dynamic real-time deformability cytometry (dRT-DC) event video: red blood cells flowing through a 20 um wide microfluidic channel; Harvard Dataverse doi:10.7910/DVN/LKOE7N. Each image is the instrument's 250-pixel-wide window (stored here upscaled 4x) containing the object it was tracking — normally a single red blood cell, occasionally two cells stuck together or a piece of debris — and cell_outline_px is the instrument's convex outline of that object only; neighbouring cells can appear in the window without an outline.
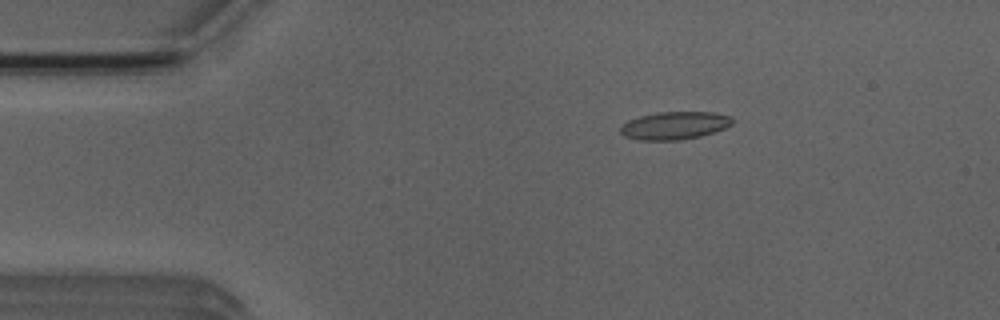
{"species": "Egyptian fruit bat (a non-hibernating species)", "species_latin": "Rousettus aegyptiacus", "temperature_condition": "room temperature", "stored_images_in_passage": 34, "camera_frame_rate_fps": 3000, "um_per_image_px": 0.085, "animal": {"sex": "male"}, "frame": {"image": 1, "passage_image": 1, "time_ms": 0.0, "image_size_px": [1000, 320], "cell_outline_px": [[732, 124], [724, 128], [700, 136], [680, 140], [636, 140], [624, 136], [620, 132], [620, 128], [628, 120], [640, 116], [656, 112], [712, 112], [732, 116]], "centroid_in_image_um": [57.32, 10.67], "position_along_channel_um": 27.7, "area_um2": 18.09}}
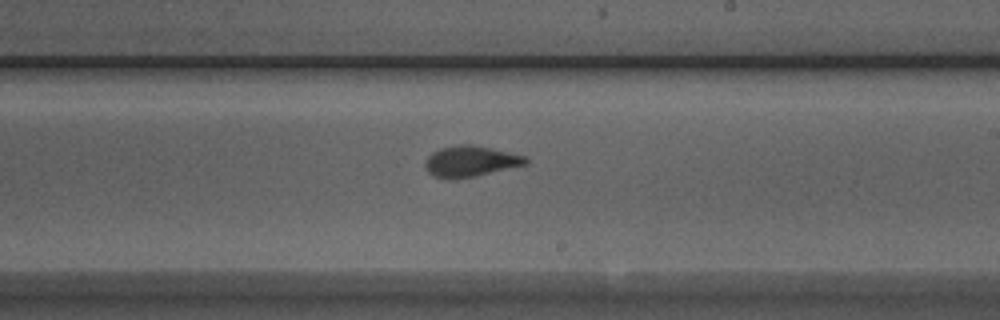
{"frame": {"image": 2, "passage_image": 22, "time_ms": 7.0, "image_size_px": [1000, 320], "cell_outline_px": [[528, 164], [472, 176], [432, 176], [428, 172], [424, 164], [428, 156], [432, 152], [440, 148], [460, 144], [472, 144], [524, 156], [528, 160]], "centroid_in_image_um": [39.98, 13.67], "position_along_channel_um": 249.0, "area_um2": 17.28}}
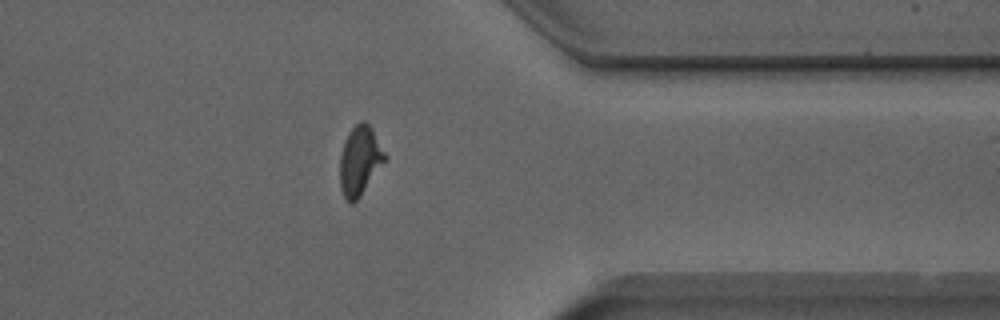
{"frame": {"image": 3, "passage_image": 33, "time_ms": 10.667, "image_size_px": [1000, 320], "cell_outline_px": [[388, 156], [360, 196], [352, 204], [348, 204], [340, 188], [340, 156], [344, 140], [348, 132], [360, 120], [364, 120], [372, 128]], "centroid_in_image_um": [30.58, 13.63], "position_along_channel_um": 380.8, "area_um2": 18.21}}